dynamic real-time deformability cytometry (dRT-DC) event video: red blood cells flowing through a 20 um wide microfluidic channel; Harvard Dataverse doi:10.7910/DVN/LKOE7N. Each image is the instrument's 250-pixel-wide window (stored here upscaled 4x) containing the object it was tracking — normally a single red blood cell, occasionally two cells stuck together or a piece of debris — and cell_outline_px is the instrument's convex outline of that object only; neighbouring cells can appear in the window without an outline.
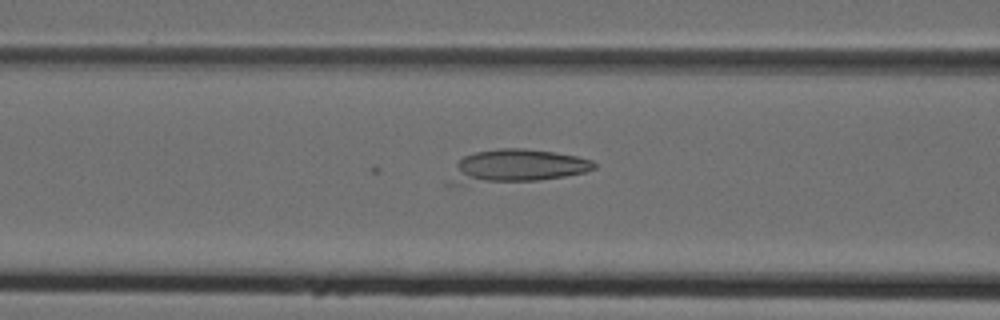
{"species": "Egyptian fruit bat (a non-hibernating species)", "species_latin": "Rousettus aegyptiacus", "temperature_condition": "cold", "stored_images_in_passage": 29, "camera_frame_rate_fps": 3000, "um_per_image_px": 0.085, "animal": {"sex": "female"}, "frame": {"image": 1, "passage_image": 7, "time_ms": 2.0, "image_size_px": [1000, 320], "cell_outline_px": [[596, 168], [584, 172], [564, 176], [540, 180], [484, 180], [460, 176], [456, 164], [464, 156], [476, 152], [500, 148], [524, 148], [556, 152], [576, 156], [592, 160], [596, 164]], "centroid_in_image_um": [44.31, 14.0], "position_along_channel_um": 122.3, "area_um2": 25.2}}
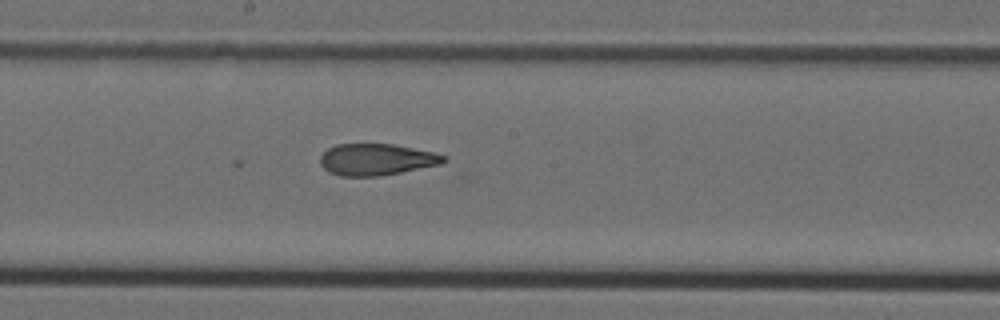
{"frame": {"image": 2, "passage_image": 14, "time_ms": 4.333, "image_size_px": [1000, 320], "cell_outline_px": [[448, 160], [440, 164], [380, 176], [340, 176], [328, 172], [320, 164], [320, 156], [328, 148], [336, 144], [392, 144], [432, 152], [444, 156]], "centroid_in_image_um": [31.95, 13.56], "position_along_channel_um": 216.3, "area_um2": 22.54}}
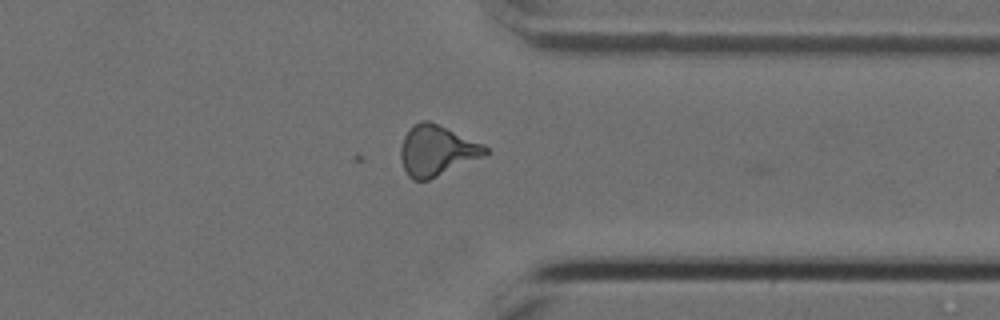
{"frame": {"image": 3, "passage_image": 26, "time_ms": 8.333, "image_size_px": [1000, 320], "cell_outline_px": [[488, 152], [484, 156], [428, 180], [412, 180], [408, 176], [400, 160], [400, 148], [404, 136], [408, 128], [420, 120], [428, 120], [484, 144], [488, 148]], "centroid_in_image_um": [37.09, 12.79], "position_along_channel_um": 374.3, "area_um2": 24.85}}